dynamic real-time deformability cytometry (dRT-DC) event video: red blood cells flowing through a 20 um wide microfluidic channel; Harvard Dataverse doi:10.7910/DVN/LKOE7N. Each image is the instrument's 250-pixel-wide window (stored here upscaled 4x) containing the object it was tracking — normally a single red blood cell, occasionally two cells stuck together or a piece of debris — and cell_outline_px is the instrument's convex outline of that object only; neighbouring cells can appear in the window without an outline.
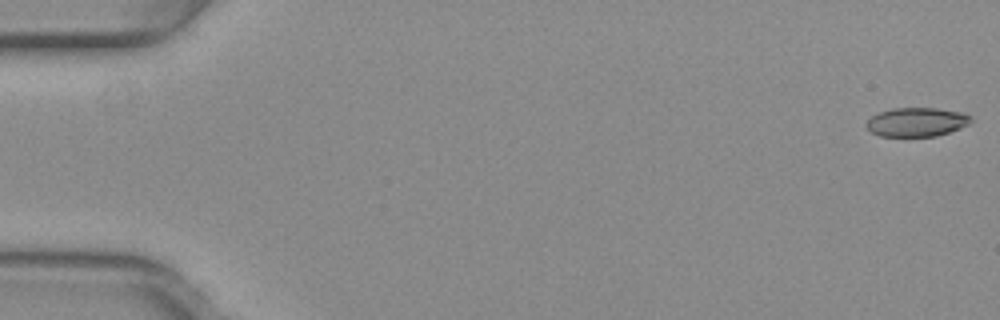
{"species": "common noctule bat (a hibernating species)", "species_latin": "Nyctalus noctula", "temperature_condition": "warm", "stored_images_in_passage": 47, "camera_frame_rate_fps": 3000, "um_per_image_px": 0.085, "animal": {"sex": "female", "body_mass_g": 29.2, "forearm_length_mm": 56.3}, "frame": {"image": 1, "passage_image": 1, "time_ms": 0.0, "image_size_px": [1000, 320], "cell_outline_px": [[972, 120], [968, 124], [960, 128], [936, 136], [880, 136], [872, 132], [864, 124], [872, 116], [880, 112], [892, 108], [936, 108], [964, 112], [972, 116]], "centroid_in_image_um": [77.94, 10.36], "position_along_channel_um": 7.1, "area_um2": 17.63}}
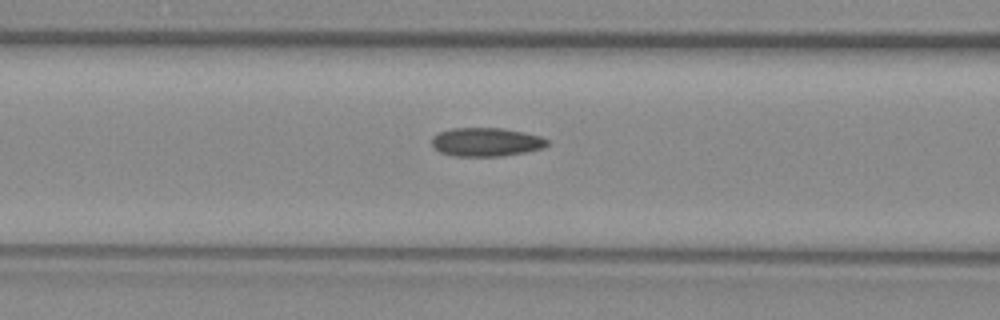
{"frame": {"image": 2, "passage_image": 22, "time_ms": 7.0, "image_size_px": [1000, 320], "cell_outline_px": [[548, 144], [544, 148], [504, 156], [452, 156], [440, 152], [432, 148], [432, 136], [440, 132], [452, 128], [504, 128], [524, 132], [540, 136], [548, 140]], "centroid_in_image_um": [41.31, 12.07], "position_along_channel_um": 125.3, "area_um2": 19.42}}
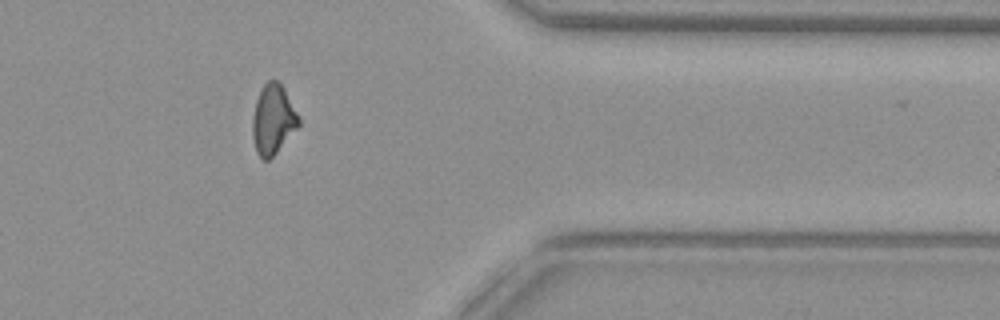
{"frame": {"image": 3, "passage_image": 43, "time_ms": 14.0, "image_size_px": [1000, 320], "cell_outline_px": [[300, 124], [276, 152], [268, 160], [260, 160], [256, 152], [252, 136], [252, 116], [256, 100], [264, 84], [268, 80], [276, 80], [284, 88], [300, 116]], "centroid_in_image_um": [23.2, 10.16], "position_along_channel_um": 388.2, "area_um2": 18.79}, "authors_computed_cell_mechanics": {"area_um2": 19.0162, "velocity_mm_per_s": 4.0099, "shape_relaxation_time_tau1_ms": null, "shape_relaxation_time_tau2_ms": 3.6692, "deformation_change_tau1": null, "deformation_change_tau2": 0.0974}}